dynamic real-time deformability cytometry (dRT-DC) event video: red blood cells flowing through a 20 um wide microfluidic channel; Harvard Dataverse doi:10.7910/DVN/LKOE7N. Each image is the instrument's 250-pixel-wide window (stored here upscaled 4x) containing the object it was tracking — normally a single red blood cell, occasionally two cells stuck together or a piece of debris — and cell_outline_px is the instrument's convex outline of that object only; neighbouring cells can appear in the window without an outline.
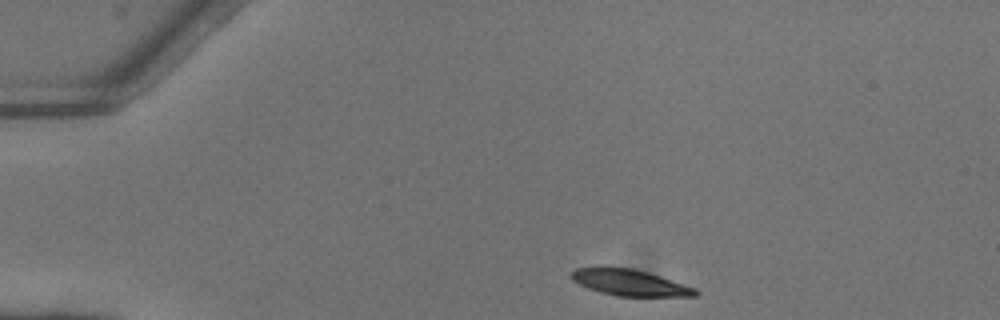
{"species": "common noctule bat (a hibernating species)", "species_latin": "Nyctalus noctula", "temperature_condition": "warm", "stored_images_in_passage": 9, "camera_frame_rate_fps": 3000, "um_per_image_px": 0.085, "animal": {"sex": "female"}, "frame": {"image": 1, "passage_image": 1, "time_ms": 0.0, "image_size_px": [1000, 320], "cell_outline_px": [[700, 292], [696, 296], [616, 296], [600, 292], [588, 288], [572, 280], [568, 276], [576, 268], [600, 264], [632, 268], [648, 272], [696, 288]], "centroid_in_image_um": [53.45, 23.98], "position_along_channel_um": 31.5, "area_um2": 19.54}}
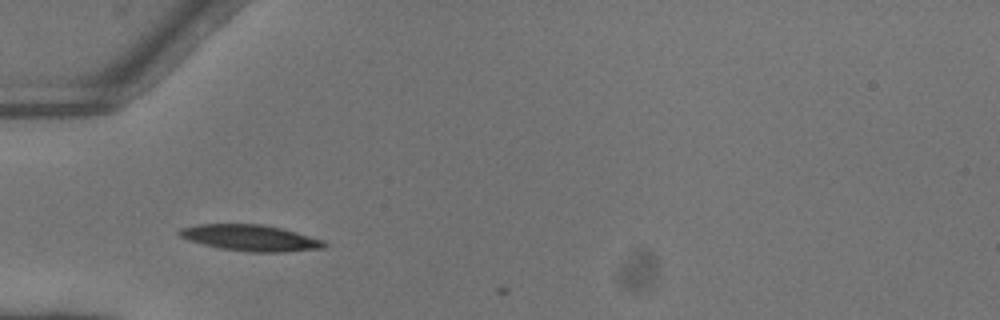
{"frame": {"image": 2, "passage_image": 8, "time_ms": 2.333, "image_size_px": [1000, 320], "cell_outline_px": [[328, 244], [324, 248], [284, 252], [248, 252], [220, 248], [188, 240], [180, 236], [176, 232], [180, 228], [196, 224], [260, 224], [280, 228], [296, 232], [324, 240]], "centroid_in_image_um": [21.28, 20.22], "position_along_channel_um": 63.7, "area_um2": 22.08}}